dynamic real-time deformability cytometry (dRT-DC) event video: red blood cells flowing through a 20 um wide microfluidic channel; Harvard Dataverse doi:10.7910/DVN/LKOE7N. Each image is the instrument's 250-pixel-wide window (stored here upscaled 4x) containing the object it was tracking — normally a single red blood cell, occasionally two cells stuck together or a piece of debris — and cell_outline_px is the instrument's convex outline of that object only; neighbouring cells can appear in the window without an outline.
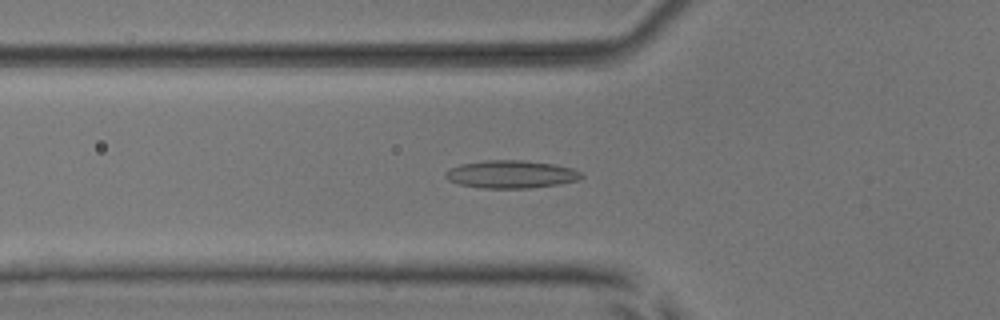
{"species": "common noctule bat (a hibernating species)", "species_latin": "Nyctalus noctula", "temperature_condition": "room temperature", "stored_images_in_passage": 52, "camera_frame_rate_fps": 3000, "um_per_image_px": 0.085, "animal": {"sex": "male", "body_mass_g": 17.9, "forearm_length_mm": 54.2}, "frame": {"image": 1, "passage_image": 18, "time_ms": 5.667, "image_size_px": [1000, 320], "cell_outline_px": [[584, 176], [580, 180], [532, 188], [484, 188], [460, 184], [448, 180], [444, 176], [444, 172], [448, 168], [460, 164], [484, 160], [524, 160], [552, 164], [572, 168], [580, 172]], "centroid_in_image_um": [43.41, 14.81], "position_along_channel_um": 82.4, "area_um2": 22.08}}
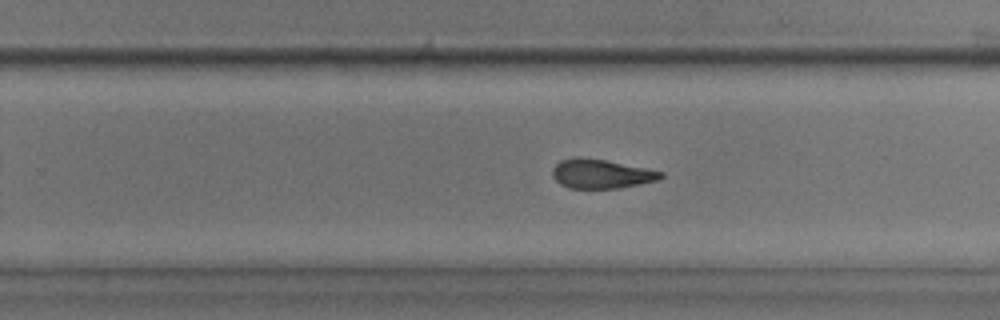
{"frame": {"image": 2, "passage_image": 33, "time_ms": 10.667, "image_size_px": [1000, 320], "cell_outline_px": [[664, 176], [660, 180], [620, 188], [568, 188], [560, 184], [552, 176], [552, 168], [560, 160], [576, 156], [580, 156], [604, 160], [664, 172]], "centroid_in_image_um": [51.08, 14.77], "position_along_channel_um": 278.7, "area_um2": 18.5}}
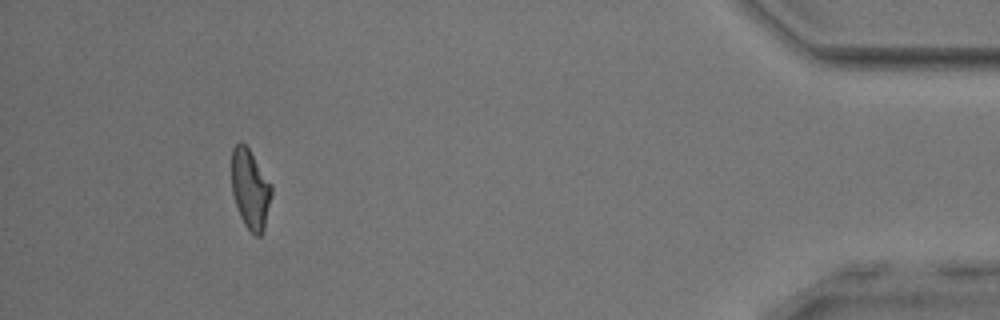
{"frame": {"image": 3, "passage_image": 48, "time_ms": 15.667, "image_size_px": [1000, 320], "cell_outline_px": [[272, 196], [264, 228], [260, 236], [256, 236], [244, 224], [240, 216], [232, 192], [232, 148], [240, 140], [248, 148], [272, 184]], "centroid_in_image_um": [21.28, 16.06], "position_along_channel_um": 413.9, "area_um2": 18.44}, "authors_computed_cell_mechanics": {"area_um2": 19.5653, "velocity_mm_per_s": 3.9376, "shape_relaxation_time_tau1_ms": null, "shape_relaxation_time_tau2_ms": 2.405, "deformation_change_tau1": null, "deformation_change_tau2": 0.1088}}